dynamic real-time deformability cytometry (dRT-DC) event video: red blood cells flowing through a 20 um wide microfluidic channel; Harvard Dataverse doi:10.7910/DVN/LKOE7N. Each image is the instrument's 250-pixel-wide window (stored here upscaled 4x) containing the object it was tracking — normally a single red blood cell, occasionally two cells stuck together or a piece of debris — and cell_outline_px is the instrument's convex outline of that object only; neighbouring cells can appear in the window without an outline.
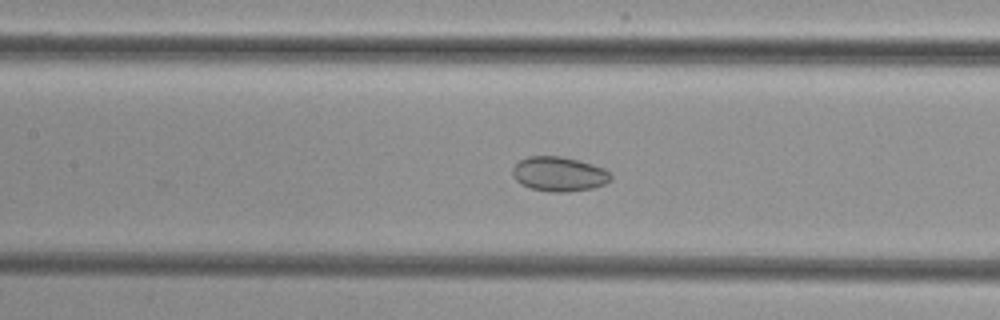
{"species": "common noctule bat (a hibernating species)", "species_latin": "Nyctalus noctula", "temperature_condition": "cold", "stored_images_in_passage": 38, "camera_frame_rate_fps": 3000, "um_per_image_px": 0.085, "animal": {"sex": "female", "body_mass_g": 29.2, "forearm_length_mm": 56.3}, "frame": {"image": 1, "passage_image": 10, "time_ms": 3.0, "image_size_px": [1000, 320], "cell_outline_px": [[612, 180], [604, 184], [592, 188], [568, 192], [548, 192], [532, 188], [520, 184], [512, 176], [512, 168], [520, 160], [528, 156], [560, 156], [580, 160], [604, 168], [612, 176]], "centroid_in_image_um": [47.51, 14.79], "position_along_channel_um": 159.9, "area_um2": 19.94}}
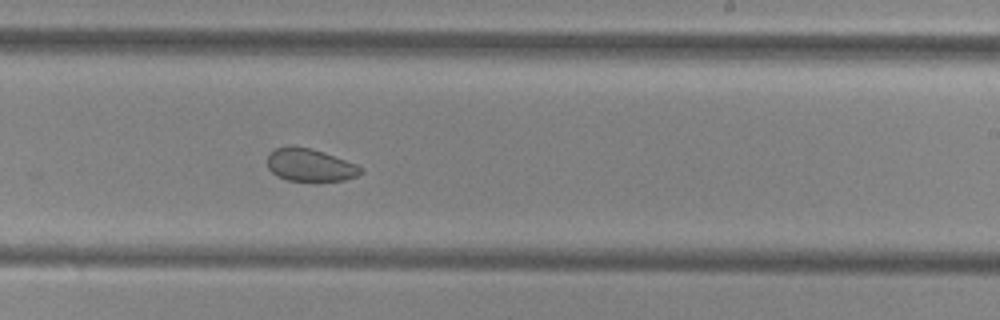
{"frame": {"image": 2, "passage_image": 18, "time_ms": 5.667, "image_size_px": [1000, 320], "cell_outline_px": [[364, 172], [356, 176], [344, 180], [316, 184], [312, 184], [288, 180], [276, 176], [268, 168], [268, 156], [276, 148], [292, 144], [312, 148], [324, 152], [356, 164], [364, 168]], "centroid_in_image_um": [26.38, 14.07], "position_along_channel_um": 262.6, "area_um2": 18.67}}
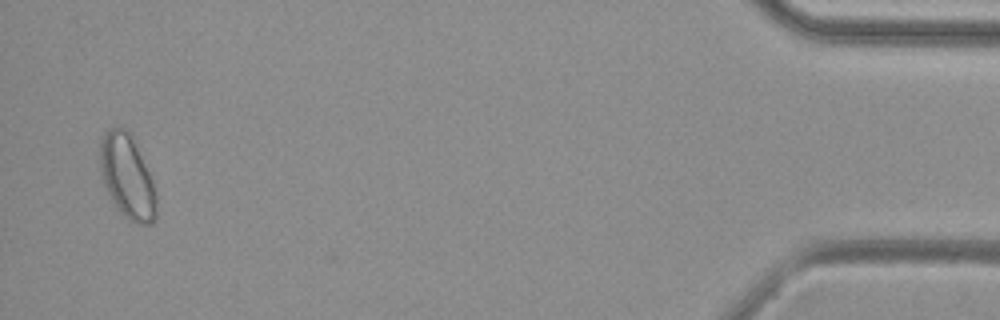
{"frame": {"image": 3, "passage_image": 37, "time_ms": 12.0, "image_size_px": [1000, 320], "cell_outline_px": [[156, 220], [152, 224], [140, 224], [128, 220], [120, 212], [108, 196], [100, 172], [100, 140], [108, 128], [124, 128], [132, 136], [156, 188]], "centroid_in_image_um": [10.81, 15.05], "position_along_channel_um": 424.4, "area_um2": 27.63}}